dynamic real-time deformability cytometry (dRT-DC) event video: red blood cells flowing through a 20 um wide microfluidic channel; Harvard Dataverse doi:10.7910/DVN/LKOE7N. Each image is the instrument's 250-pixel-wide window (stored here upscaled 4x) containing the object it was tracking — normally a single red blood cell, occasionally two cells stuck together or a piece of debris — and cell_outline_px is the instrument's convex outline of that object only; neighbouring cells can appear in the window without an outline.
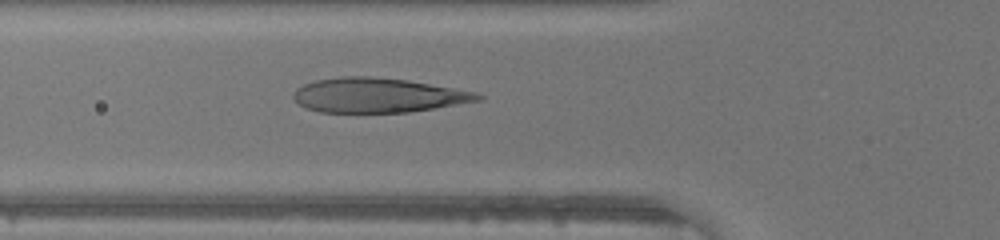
{"species": "human", "species_latin": "Homo sapiens", "temperature_condition": "warm", "stored_images_in_passage": 45, "camera_frame_rate_fps": 3000, "um_per_image_px": 0.085, "donor": {"sex": "male"}, "frame": {"image": 1, "passage_image": 16, "time_ms": 5.0, "image_size_px": [1000, 240], "cell_outline_px": [[484, 96], [480, 100], [408, 112], [320, 112], [304, 108], [292, 96], [296, 88], [304, 84], [316, 80], [344, 76], [372, 76], [408, 80], [476, 92]], "centroid_in_image_um": [32.08, 8.09], "position_along_channel_um": 93.7, "area_um2": 36.88}}
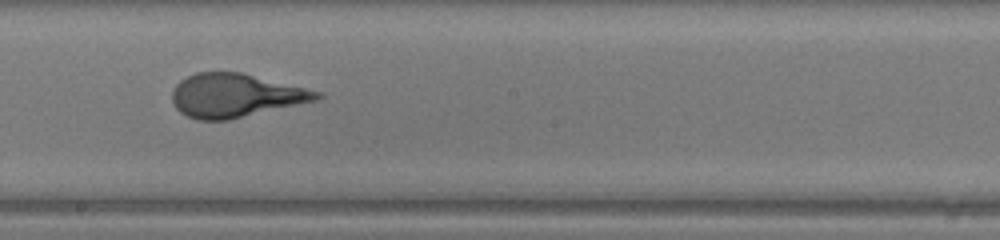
{"frame": {"image": 2, "passage_image": 25, "time_ms": 8.0, "image_size_px": [1000, 240], "cell_outline_px": [[324, 96], [320, 100], [228, 120], [196, 120], [180, 112], [176, 108], [172, 100], [172, 92], [176, 84], [180, 80], [196, 72], [240, 72], [320, 92]], "centroid_in_image_um": [20.0, 8.13], "position_along_channel_um": 228.2, "area_um2": 36.59}}
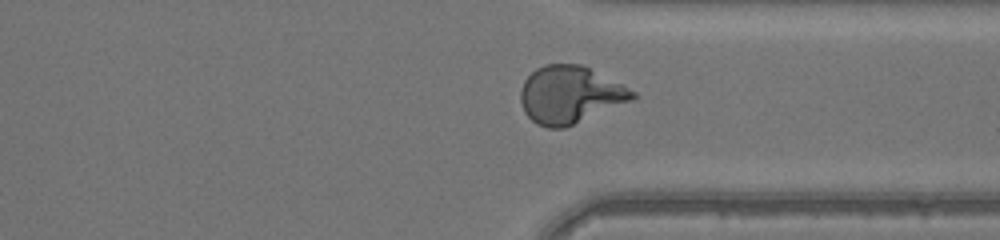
{"frame": {"image": 3, "passage_image": 34, "time_ms": 11.0, "image_size_px": [1000, 240], "cell_outline_px": [[640, 96], [632, 100], [564, 128], [548, 128], [536, 124], [524, 112], [520, 100], [520, 92], [524, 80], [536, 68], [544, 64], [580, 64], [636, 92]], "centroid_in_image_um": [48.41, 8.06], "position_along_channel_um": 363.0, "area_um2": 37.05}}